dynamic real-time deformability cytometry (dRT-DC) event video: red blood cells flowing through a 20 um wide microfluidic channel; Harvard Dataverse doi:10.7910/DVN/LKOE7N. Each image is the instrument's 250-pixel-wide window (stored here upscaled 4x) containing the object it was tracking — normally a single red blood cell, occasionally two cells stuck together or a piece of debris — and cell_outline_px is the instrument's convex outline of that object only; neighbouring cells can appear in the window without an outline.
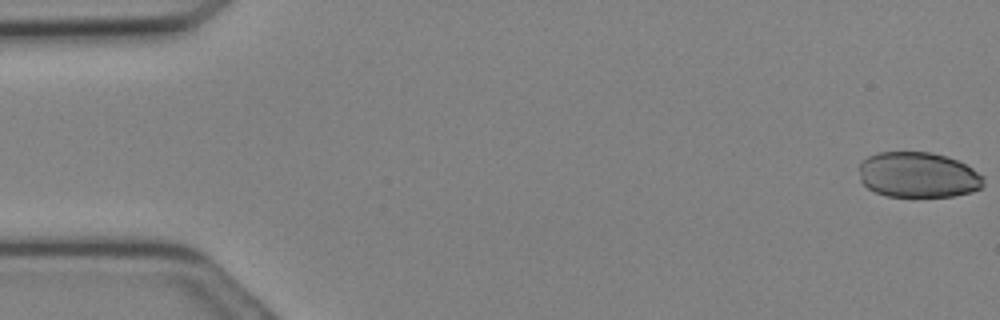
{"species": "Egyptian fruit bat (a non-hibernating species)", "species_latin": "Rousettus aegyptiacus", "temperature_condition": "cold", "stored_images_in_passage": 8, "camera_frame_rate_fps": 3000, "um_per_image_px": 0.085, "animal": {"sex": "female"}, "frame": {"image": 1, "passage_image": 1, "time_ms": 0.0, "image_size_px": [1000, 320], "cell_outline_px": [[984, 184], [980, 188], [968, 192], [952, 196], [888, 196], [876, 192], [868, 188], [860, 180], [856, 168], [868, 156], [876, 152], [932, 152], [956, 160], [972, 168], [984, 176]], "centroid_in_image_um": [77.99, 14.85], "position_along_channel_um": 7.0, "area_um2": 33.0}}